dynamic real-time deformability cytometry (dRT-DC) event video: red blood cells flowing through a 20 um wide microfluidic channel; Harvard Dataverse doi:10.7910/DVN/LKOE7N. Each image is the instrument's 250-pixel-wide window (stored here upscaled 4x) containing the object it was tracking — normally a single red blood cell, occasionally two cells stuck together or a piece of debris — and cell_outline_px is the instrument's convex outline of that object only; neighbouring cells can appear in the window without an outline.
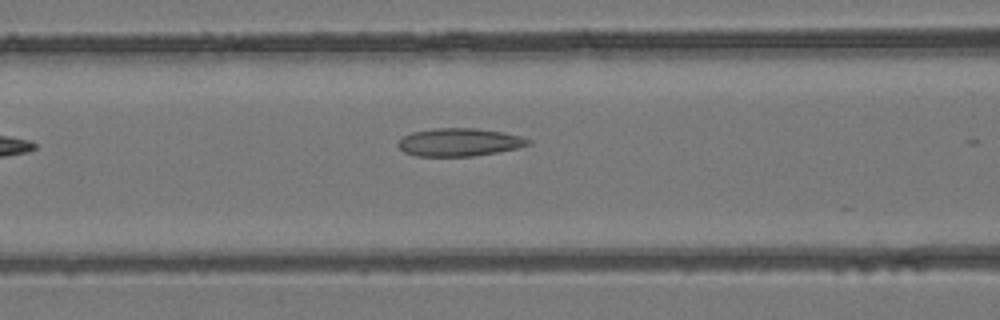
{"species": "common noctule bat (a hibernating species)", "species_latin": "Nyctalus noctula", "temperature_condition": "room temperature", "stored_images_in_passage": 4, "camera_frame_rate_fps": 3000, "um_per_image_px": 0.085, "animal": {"sex": "female", "body_mass_g": 24.6, "forearm_length_mm": 56.2}, "frame": {"image": 1, "passage_image": 4, "time_ms": 5.667, "image_size_px": [1000, 320], "cell_outline_px": [[532, 144], [516, 148], [496, 152], [472, 156], [416, 156], [404, 152], [396, 144], [404, 136], [412, 132], [436, 128], [476, 128], [504, 132], [520, 136], [532, 140]], "centroid_in_image_um": [39.05, 12.08], "position_along_channel_um": 127.5, "area_um2": 21.15}}